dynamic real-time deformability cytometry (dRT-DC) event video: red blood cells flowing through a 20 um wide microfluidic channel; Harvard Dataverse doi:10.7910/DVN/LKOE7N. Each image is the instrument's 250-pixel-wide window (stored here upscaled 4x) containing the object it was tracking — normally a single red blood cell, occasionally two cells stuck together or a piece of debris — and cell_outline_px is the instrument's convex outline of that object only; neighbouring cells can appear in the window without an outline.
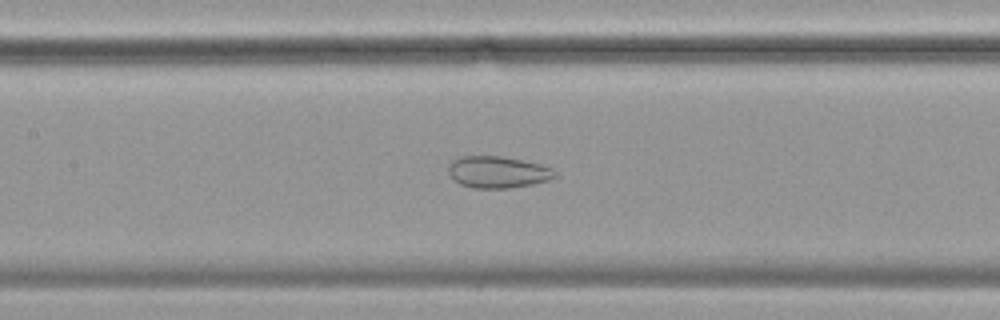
{"species": "common noctule bat (a hibernating species)", "species_latin": "Nyctalus noctula", "temperature_condition": "cold", "stored_images_in_passage": 45, "camera_frame_rate_fps": 3000, "um_per_image_px": 0.085, "animal": {"sex": "female", "body_mass_g": 19.9}, "frame": {"image": 1, "passage_image": 14, "time_ms": 4.333, "image_size_px": [1000, 320], "cell_outline_px": [[556, 176], [548, 180], [532, 184], [508, 188], [472, 188], [460, 184], [452, 180], [448, 172], [448, 168], [452, 160], [460, 156], [500, 156], [540, 164], [552, 168], [556, 172]], "centroid_in_image_um": [42.27, 14.63], "position_along_channel_um": 165.1, "area_um2": 19.71}}
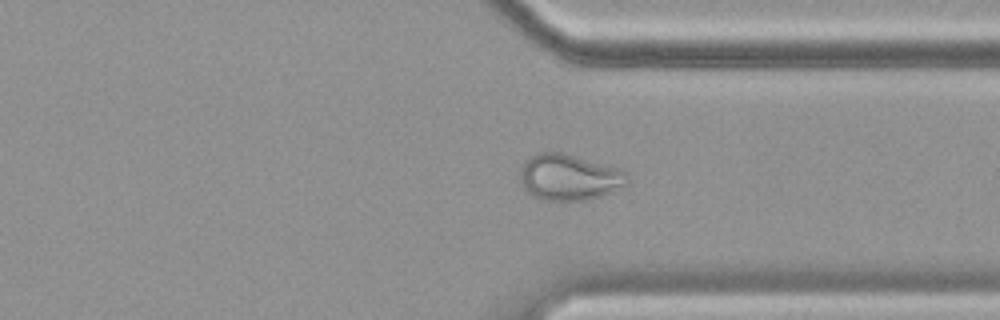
{"frame": {"image": 2, "passage_image": 31, "time_ms": 10.0, "image_size_px": [1000, 320], "cell_outline_px": [[628, 184], [600, 196], [584, 200], [544, 200], [532, 196], [524, 188], [520, 176], [520, 172], [524, 164], [532, 156], [540, 152], [564, 152], [616, 168], [624, 172], [628, 176]], "centroid_in_image_um": [48.37, 15.07], "position_along_channel_um": 363.0, "area_um2": 28.32}}
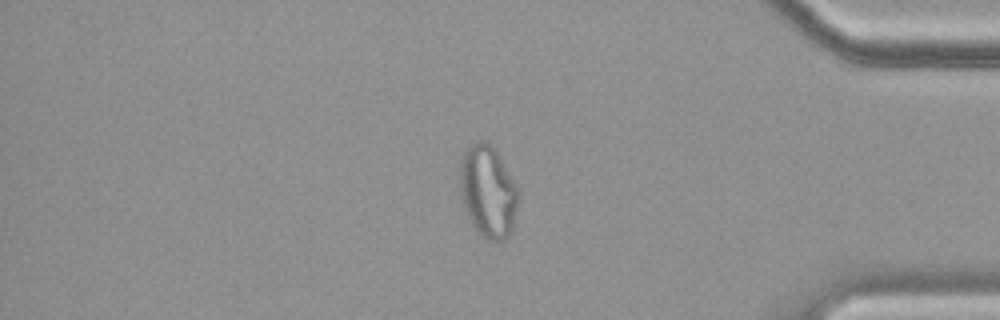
{"frame": {"image": 3, "passage_image": 36, "time_ms": 11.667, "image_size_px": [1000, 320], "cell_outline_px": [[520, 196], [512, 228], [508, 236], [504, 240], [488, 240], [468, 220], [460, 188], [460, 164], [464, 152], [468, 144], [480, 140], [488, 140], [496, 148], [516, 184]], "centroid_in_image_um": [41.49, 16.21], "position_along_channel_um": 393.7, "area_um2": 31.56}, "authors_computed_cell_mechanics": {"area_um2": 25.8366, "velocity_mm_per_s": 3.4929, "shape_relaxation_time_tau1_ms": null, "shape_relaxation_time_tau2_ms": 1.5116, "deformation_change_tau1": null, "deformation_change_tau2": 0.0792}}